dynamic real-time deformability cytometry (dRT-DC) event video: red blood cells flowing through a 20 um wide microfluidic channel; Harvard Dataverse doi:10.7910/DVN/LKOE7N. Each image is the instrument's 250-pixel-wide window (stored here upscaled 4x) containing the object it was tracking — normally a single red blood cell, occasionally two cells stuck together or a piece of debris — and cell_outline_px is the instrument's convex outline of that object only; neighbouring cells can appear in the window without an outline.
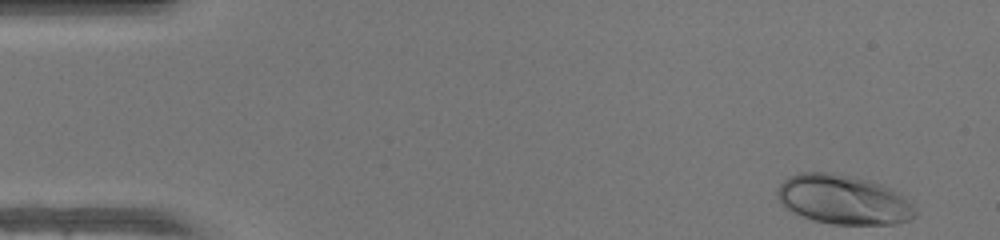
{"species": "human", "species_latin": "Homo sapiens", "temperature_condition": "warm", "stored_images_in_passage": 46, "camera_frame_rate_fps": 3000, "um_per_image_px": 0.085, "donor": {"sex": "female"}, "frame": {"image": 1, "passage_image": 1, "time_ms": 0.0, "image_size_px": [1000, 240], "cell_outline_px": [[916, 216], [908, 220], [896, 224], [832, 224], [812, 220], [792, 212], [784, 208], [776, 192], [780, 184], [788, 176], [800, 172], [832, 172], [868, 180], [880, 184], [900, 192], [916, 208]], "centroid_in_image_um": [71.69, 16.97], "position_along_channel_um": 13.3, "area_um2": 39.88}}
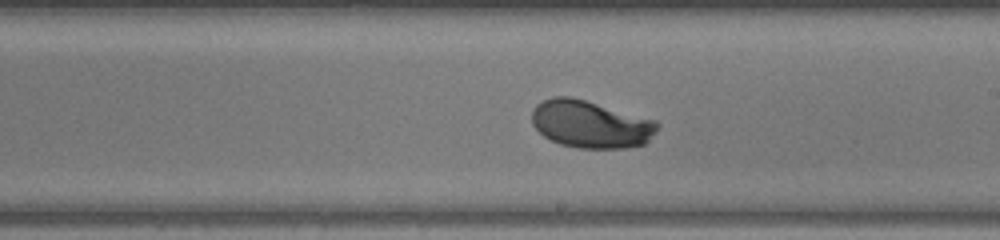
{"frame": {"image": 2, "passage_image": 26, "time_ms": 8.333, "image_size_px": [1000, 240], "cell_outline_px": [[660, 124], [648, 140], [644, 144], [624, 148], [580, 148], [560, 144], [544, 136], [532, 124], [532, 108], [536, 104], [552, 96], [572, 96], [656, 120]], "centroid_in_image_um": [50.18, 10.54], "position_along_channel_um": 238.8, "area_um2": 34.68}}
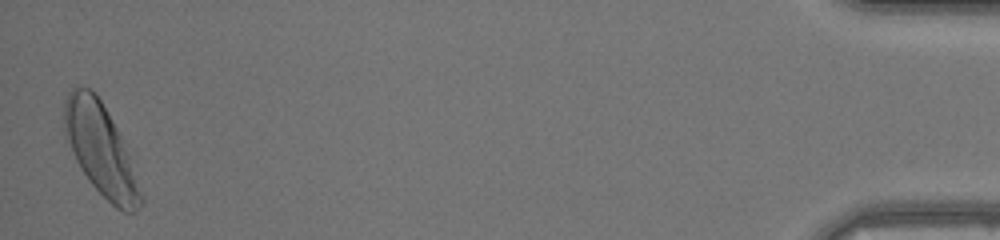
{"frame": {"image": 3, "passage_image": 46, "time_ms": 15.0, "image_size_px": [1000, 240], "cell_outline_px": [[144, 204], [136, 212], [124, 212], [116, 208], [88, 180], [80, 168], [72, 152], [64, 132], [64, 100], [68, 92], [72, 88], [80, 84], [92, 88], [100, 100], [112, 120], [120, 136], [128, 156], [144, 200]], "centroid_in_image_um": [8.52, 12.69], "position_along_channel_um": 426.7, "area_um2": 40.11}, "authors_computed_cell_mechanics": {"area_um2": 34.7089, "velocity_mm_per_s": 4.2378, "shape_relaxation_time_tau1_ms": 2.0452, "shape_relaxation_time_tau2_ms": null, "deformation_change_tau1": 0.1524, "deformation_change_tau2": null}}